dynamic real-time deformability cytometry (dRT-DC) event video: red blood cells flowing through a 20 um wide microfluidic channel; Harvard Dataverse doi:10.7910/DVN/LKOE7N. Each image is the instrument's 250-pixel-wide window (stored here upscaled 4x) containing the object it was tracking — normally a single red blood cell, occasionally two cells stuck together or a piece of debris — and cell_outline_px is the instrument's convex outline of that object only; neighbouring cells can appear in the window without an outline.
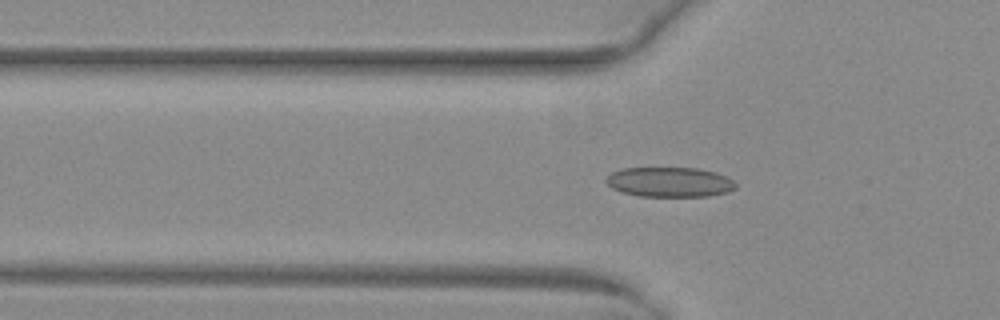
{"species": "common noctule bat (a hibernating species)", "species_latin": "Nyctalus noctula", "temperature_condition": "warm", "stored_images_in_passage": 52, "camera_frame_rate_fps": 3000, "um_per_image_px": 0.085, "animal": {"sex": "female", "body_mass_g": 29.2, "forearm_length_mm": 56.3}, "frame": {"image": 1, "passage_image": 17, "time_ms": 5.333, "image_size_px": [1000, 320], "cell_outline_px": [[736, 188], [728, 192], [708, 196], [640, 196], [620, 192], [612, 188], [604, 180], [612, 172], [620, 168], [696, 168], [716, 172], [728, 176], [736, 184]], "centroid_in_image_um": [56.92, 15.47], "position_along_channel_um": 68.9, "area_um2": 22.66}}
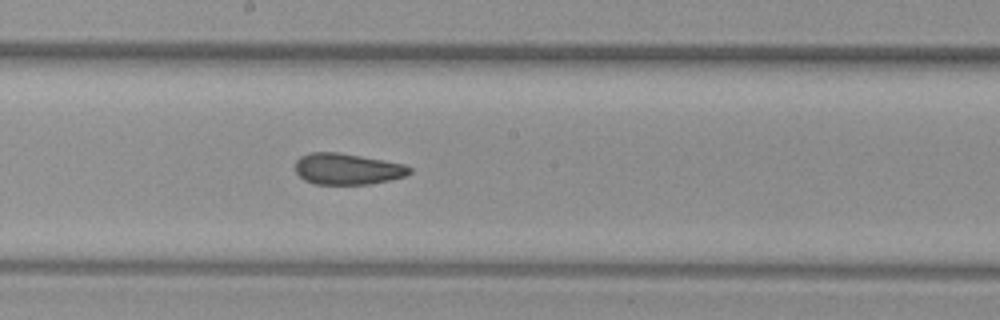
{"frame": {"image": 2, "passage_image": 28, "time_ms": 9.0, "image_size_px": [1000, 320], "cell_outline_px": [[412, 172], [404, 176], [372, 184], [316, 184], [304, 180], [296, 172], [296, 160], [300, 156], [312, 152], [336, 152], [384, 160], [404, 164], [412, 168]], "centroid_in_image_um": [29.52, 14.36], "position_along_channel_um": 218.7, "area_um2": 20.69}}
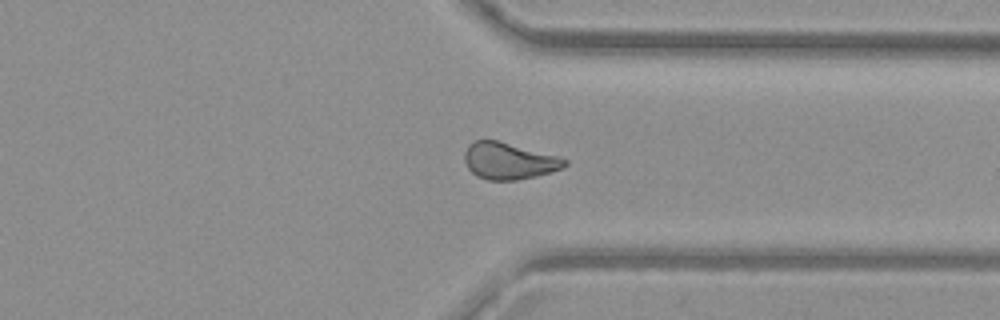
{"frame": {"image": 3, "passage_image": 39, "time_ms": 12.667, "image_size_px": [1000, 320], "cell_outline_px": [[568, 164], [552, 172], [536, 176], [516, 180], [488, 180], [476, 176], [468, 168], [464, 160], [464, 152], [468, 144], [476, 140], [496, 140], [560, 156], [568, 160]], "centroid_in_image_um": [43.25, 13.68], "position_along_channel_um": 368.1, "area_um2": 21.5}, "authors_computed_cell_mechanics": {"area_um2": 21.8195, "velocity_mm_per_s": 4.0874, "shape_relaxation_time_tau1_ms": null, "shape_relaxation_time_tau2_ms": 1.5855, "deformation_change_tau1": null, "deformation_change_tau2": 0.0759}}